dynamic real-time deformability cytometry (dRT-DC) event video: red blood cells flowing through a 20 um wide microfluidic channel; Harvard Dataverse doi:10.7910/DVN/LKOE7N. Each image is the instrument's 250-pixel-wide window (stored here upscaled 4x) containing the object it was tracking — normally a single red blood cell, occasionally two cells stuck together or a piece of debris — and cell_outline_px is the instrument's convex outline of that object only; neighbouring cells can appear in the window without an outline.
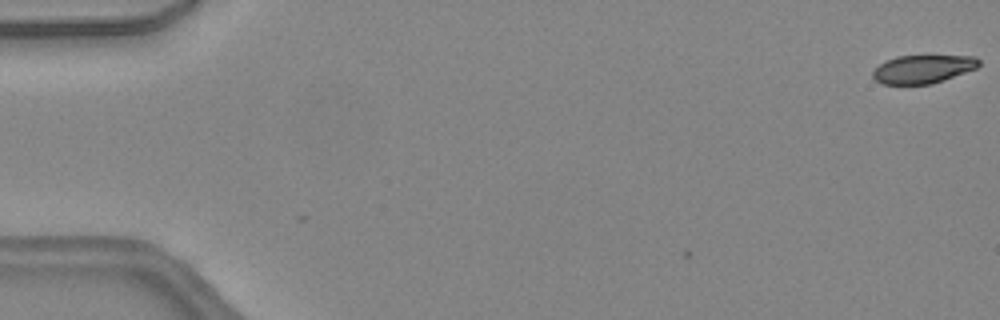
{"species": "common noctule bat (a hibernating species)", "species_latin": "Nyctalus noctula", "temperature_condition": "warm", "stored_images_in_passage": 3, "camera_frame_rate_fps": 3000, "um_per_image_px": 0.085, "animal": {"sex": "female", "body_mass_g": 24.6, "forearm_length_mm": 56.2}, "frame": {"image": 1, "passage_image": 3, "time_ms": 0.667, "image_size_px": [1000, 320], "cell_outline_px": [[980, 64], [976, 68], [944, 80], [932, 84], [880, 84], [872, 76], [872, 72], [880, 64], [896, 56], [976, 56], [980, 60]], "centroid_in_image_um": [78.45, 5.87], "position_along_channel_um": 6.5, "area_um2": 17.4}}